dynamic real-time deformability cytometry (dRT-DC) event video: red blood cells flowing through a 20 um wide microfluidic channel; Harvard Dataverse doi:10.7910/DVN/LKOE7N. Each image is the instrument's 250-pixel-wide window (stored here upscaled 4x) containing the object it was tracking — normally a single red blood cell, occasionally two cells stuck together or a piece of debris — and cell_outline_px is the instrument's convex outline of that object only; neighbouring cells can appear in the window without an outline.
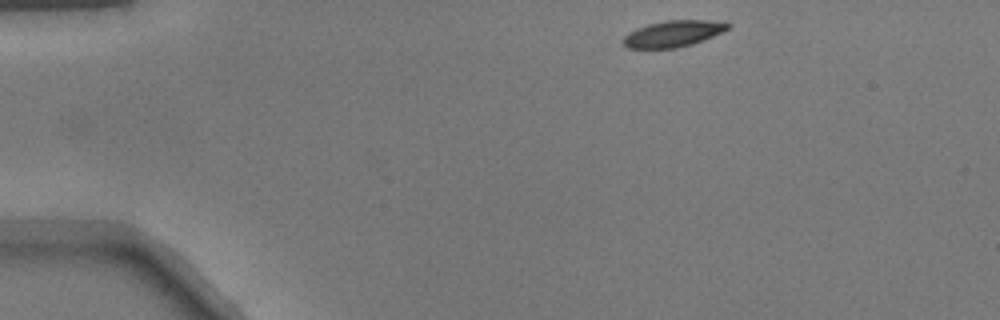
{"species": "common noctule bat (a hibernating species)", "species_latin": "Nyctalus noctula", "temperature_condition": "warm", "stored_images_in_passage": 43, "camera_frame_rate_fps": 3000, "um_per_image_px": 0.085, "animal": {"sex": "male", "body_mass_g": 17.9}, "frame": {"image": 1, "passage_image": 1, "time_ms": 0.0, "image_size_px": [1000, 320], "cell_outline_px": [[732, 28], [692, 44], [676, 48], [628, 48], [624, 44], [624, 36], [628, 32], [636, 28], [648, 24], [668, 20], [708, 20], [732, 24]], "centroid_in_image_um": [57.23, 2.85], "position_along_channel_um": 27.8, "area_um2": 15.95}}
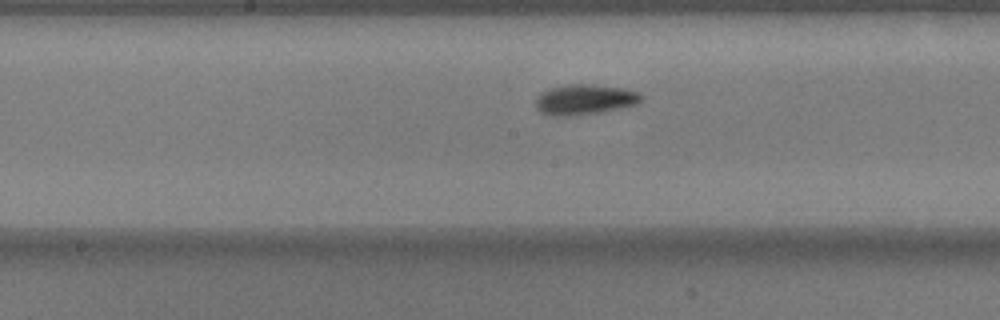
{"frame": {"image": 2, "passage_image": 19, "time_ms": 6.0, "image_size_px": [1000, 320], "cell_outline_px": [[644, 96], [636, 104], [596, 112], [564, 116], [556, 116], [540, 112], [536, 108], [536, 100], [548, 88], [564, 84], [592, 84], [624, 88], [640, 92]], "centroid_in_image_um": [49.7, 8.43], "position_along_channel_um": 198.5, "area_um2": 18.32}}
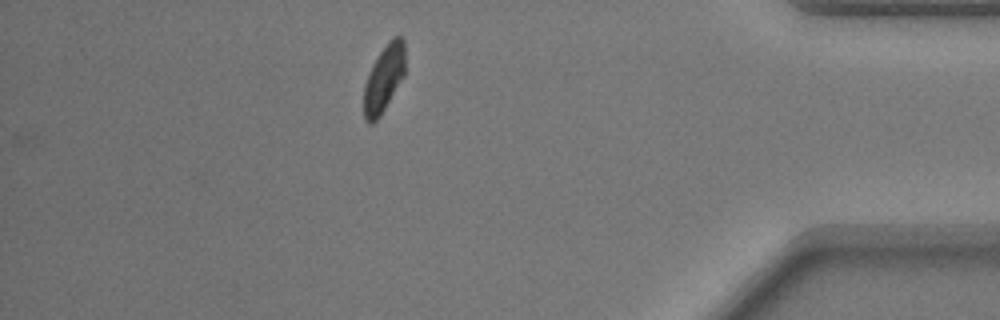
{"frame": {"image": 3, "passage_image": 37, "time_ms": 12.0, "image_size_px": [1000, 320], "cell_outline_px": [[404, 76], [380, 116], [372, 124], [368, 124], [364, 120], [364, 84], [368, 72], [372, 64], [388, 40], [392, 36], [400, 36], [404, 40]], "centroid_in_image_um": [32.61, 6.67], "position_along_channel_um": 402.6, "area_um2": 16.18}}